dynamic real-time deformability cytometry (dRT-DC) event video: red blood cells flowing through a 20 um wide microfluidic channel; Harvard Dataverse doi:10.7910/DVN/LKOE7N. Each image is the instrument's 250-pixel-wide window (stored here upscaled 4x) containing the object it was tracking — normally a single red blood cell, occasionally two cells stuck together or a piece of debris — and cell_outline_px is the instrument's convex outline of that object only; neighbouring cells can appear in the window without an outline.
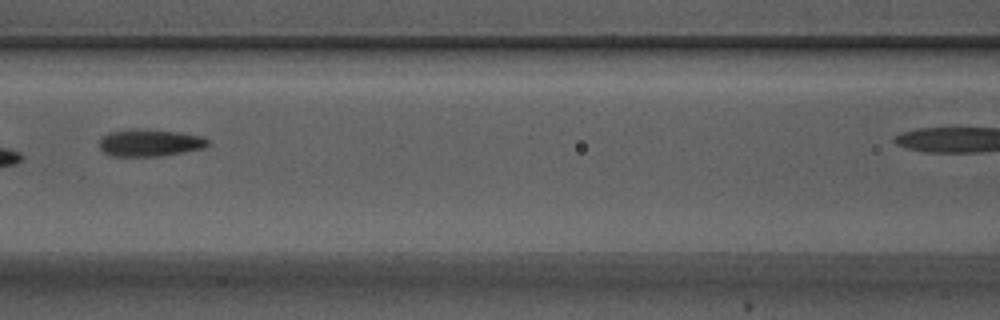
{"species": "Egyptian fruit bat (a non-hibernating species)", "species_latin": "Rousettus aegyptiacus", "temperature_condition": "warm", "stored_images_in_passage": 8, "camera_frame_rate_fps": 3000, "um_per_image_px": 0.085, "animal": {"sex": "male"}, "frame": {"image": 1, "passage_image": 6, "time_ms": 1.667, "image_size_px": [1000, 320], "cell_outline_px": [[212, 144], [204, 148], [160, 156], [112, 156], [104, 152], [100, 148], [100, 140], [108, 132], [176, 132], [200, 136], [208, 140]], "centroid_in_image_um": [12.78, 12.2], "position_along_channel_um": 153.8, "area_um2": 16.07}}
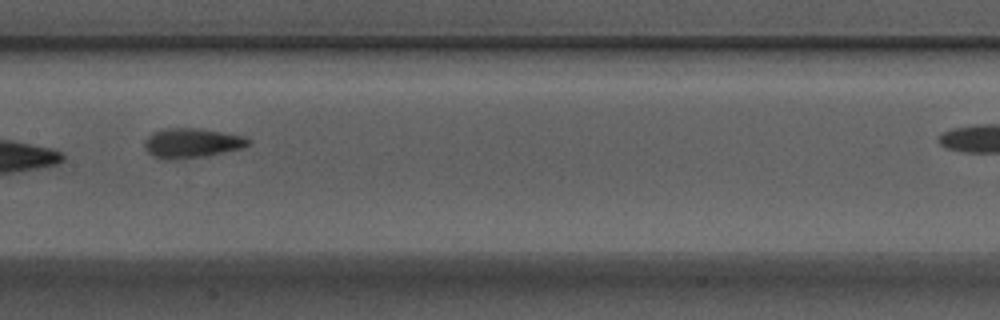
{"frame": {"image": 2, "passage_image": 7, "time_ms": 2.0, "image_size_px": [1000, 320], "cell_outline_px": [[252, 140], [248, 144], [240, 148], [204, 156], [156, 156], [148, 152], [144, 148], [144, 140], [152, 132], [164, 128], [196, 128], [244, 136]], "centroid_in_image_um": [16.31, 12.09], "position_along_channel_um": 191.1, "area_um2": 16.94}}